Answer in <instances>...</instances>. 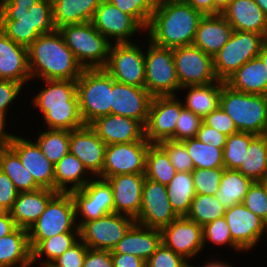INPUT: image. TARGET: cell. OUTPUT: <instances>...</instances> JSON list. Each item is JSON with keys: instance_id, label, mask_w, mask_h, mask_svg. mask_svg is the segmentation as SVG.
Here are the masks:
<instances>
[{"instance_id": "89a4df30", "label": "cell", "mask_w": 267, "mask_h": 267, "mask_svg": "<svg viewBox=\"0 0 267 267\" xmlns=\"http://www.w3.org/2000/svg\"><path fill=\"white\" fill-rule=\"evenodd\" d=\"M258 56L260 57L264 65L267 67V38L263 41Z\"/></svg>"}, {"instance_id": "d4e9b609", "label": "cell", "mask_w": 267, "mask_h": 267, "mask_svg": "<svg viewBox=\"0 0 267 267\" xmlns=\"http://www.w3.org/2000/svg\"><path fill=\"white\" fill-rule=\"evenodd\" d=\"M145 179V174H121L106 178L113 192L114 213L137 218Z\"/></svg>"}, {"instance_id": "11a10c76", "label": "cell", "mask_w": 267, "mask_h": 267, "mask_svg": "<svg viewBox=\"0 0 267 267\" xmlns=\"http://www.w3.org/2000/svg\"><path fill=\"white\" fill-rule=\"evenodd\" d=\"M88 250L87 245L79 239L59 258L54 260L50 267H82L83 261Z\"/></svg>"}, {"instance_id": "f546056e", "label": "cell", "mask_w": 267, "mask_h": 267, "mask_svg": "<svg viewBox=\"0 0 267 267\" xmlns=\"http://www.w3.org/2000/svg\"><path fill=\"white\" fill-rule=\"evenodd\" d=\"M161 244V231L134 223L111 253L130 254L145 262Z\"/></svg>"}, {"instance_id": "7c38bea8", "label": "cell", "mask_w": 267, "mask_h": 267, "mask_svg": "<svg viewBox=\"0 0 267 267\" xmlns=\"http://www.w3.org/2000/svg\"><path fill=\"white\" fill-rule=\"evenodd\" d=\"M91 23L111 44L135 43L139 35L141 38L146 35V29L133 16L123 13L109 0L102 1Z\"/></svg>"}, {"instance_id": "a7ac6f4b", "label": "cell", "mask_w": 267, "mask_h": 267, "mask_svg": "<svg viewBox=\"0 0 267 267\" xmlns=\"http://www.w3.org/2000/svg\"><path fill=\"white\" fill-rule=\"evenodd\" d=\"M10 130L0 122V148L3 147L7 143V137Z\"/></svg>"}, {"instance_id": "2644e50d", "label": "cell", "mask_w": 267, "mask_h": 267, "mask_svg": "<svg viewBox=\"0 0 267 267\" xmlns=\"http://www.w3.org/2000/svg\"><path fill=\"white\" fill-rule=\"evenodd\" d=\"M254 1L267 16V0H254Z\"/></svg>"}, {"instance_id": "8fae6325", "label": "cell", "mask_w": 267, "mask_h": 267, "mask_svg": "<svg viewBox=\"0 0 267 267\" xmlns=\"http://www.w3.org/2000/svg\"><path fill=\"white\" fill-rule=\"evenodd\" d=\"M140 43L111 44L103 69L116 82L145 88V44Z\"/></svg>"}, {"instance_id": "9f6ffc18", "label": "cell", "mask_w": 267, "mask_h": 267, "mask_svg": "<svg viewBox=\"0 0 267 267\" xmlns=\"http://www.w3.org/2000/svg\"><path fill=\"white\" fill-rule=\"evenodd\" d=\"M202 121L205 125L215 128L226 136L239 132L233 120L220 106L213 110L209 115L205 116Z\"/></svg>"}, {"instance_id": "277c9868", "label": "cell", "mask_w": 267, "mask_h": 267, "mask_svg": "<svg viewBox=\"0 0 267 267\" xmlns=\"http://www.w3.org/2000/svg\"><path fill=\"white\" fill-rule=\"evenodd\" d=\"M0 29L13 42L28 48L41 34L57 30L52 0H40L30 8L0 6Z\"/></svg>"}, {"instance_id": "484cf974", "label": "cell", "mask_w": 267, "mask_h": 267, "mask_svg": "<svg viewBox=\"0 0 267 267\" xmlns=\"http://www.w3.org/2000/svg\"><path fill=\"white\" fill-rule=\"evenodd\" d=\"M0 80L16 81L26 88L31 81L28 49L18 45L0 29Z\"/></svg>"}, {"instance_id": "ee69618b", "label": "cell", "mask_w": 267, "mask_h": 267, "mask_svg": "<svg viewBox=\"0 0 267 267\" xmlns=\"http://www.w3.org/2000/svg\"><path fill=\"white\" fill-rule=\"evenodd\" d=\"M226 208L221 205L215 195L196 194L186 215L191 221L204 226L225 215Z\"/></svg>"}, {"instance_id": "bcb514c9", "label": "cell", "mask_w": 267, "mask_h": 267, "mask_svg": "<svg viewBox=\"0 0 267 267\" xmlns=\"http://www.w3.org/2000/svg\"><path fill=\"white\" fill-rule=\"evenodd\" d=\"M204 248L210 244L214 246H227L234 250L233 252H244V250L232 239L229 226L224 218L216 219L202 227Z\"/></svg>"}, {"instance_id": "f907efd6", "label": "cell", "mask_w": 267, "mask_h": 267, "mask_svg": "<svg viewBox=\"0 0 267 267\" xmlns=\"http://www.w3.org/2000/svg\"><path fill=\"white\" fill-rule=\"evenodd\" d=\"M24 90V86L16 81L0 80V122L5 126L8 124L7 116L11 115V107Z\"/></svg>"}, {"instance_id": "30bf717a", "label": "cell", "mask_w": 267, "mask_h": 267, "mask_svg": "<svg viewBox=\"0 0 267 267\" xmlns=\"http://www.w3.org/2000/svg\"><path fill=\"white\" fill-rule=\"evenodd\" d=\"M265 39L256 32L234 30L228 42L213 57L218 80L225 82L247 61L257 57Z\"/></svg>"}, {"instance_id": "f5cc1de1", "label": "cell", "mask_w": 267, "mask_h": 267, "mask_svg": "<svg viewBox=\"0 0 267 267\" xmlns=\"http://www.w3.org/2000/svg\"><path fill=\"white\" fill-rule=\"evenodd\" d=\"M242 204L267 224V194L261 181L252 183Z\"/></svg>"}, {"instance_id": "60d3db41", "label": "cell", "mask_w": 267, "mask_h": 267, "mask_svg": "<svg viewBox=\"0 0 267 267\" xmlns=\"http://www.w3.org/2000/svg\"><path fill=\"white\" fill-rule=\"evenodd\" d=\"M176 172L166 152L158 144H151L146 154L145 178L167 185Z\"/></svg>"}, {"instance_id": "b9f144b4", "label": "cell", "mask_w": 267, "mask_h": 267, "mask_svg": "<svg viewBox=\"0 0 267 267\" xmlns=\"http://www.w3.org/2000/svg\"><path fill=\"white\" fill-rule=\"evenodd\" d=\"M34 140L47 159L55 165L69 152L70 131L45 128Z\"/></svg>"}, {"instance_id": "1f68e13d", "label": "cell", "mask_w": 267, "mask_h": 267, "mask_svg": "<svg viewBox=\"0 0 267 267\" xmlns=\"http://www.w3.org/2000/svg\"><path fill=\"white\" fill-rule=\"evenodd\" d=\"M0 267H35L32 266L28 230L17 227L0 238Z\"/></svg>"}, {"instance_id": "52a82bcc", "label": "cell", "mask_w": 267, "mask_h": 267, "mask_svg": "<svg viewBox=\"0 0 267 267\" xmlns=\"http://www.w3.org/2000/svg\"><path fill=\"white\" fill-rule=\"evenodd\" d=\"M76 86L85 125L111 114L112 77L103 68L83 69Z\"/></svg>"}, {"instance_id": "816d5d0a", "label": "cell", "mask_w": 267, "mask_h": 267, "mask_svg": "<svg viewBox=\"0 0 267 267\" xmlns=\"http://www.w3.org/2000/svg\"><path fill=\"white\" fill-rule=\"evenodd\" d=\"M202 122L200 116L183 107L176 123L173 141H184L196 137Z\"/></svg>"}, {"instance_id": "94428289", "label": "cell", "mask_w": 267, "mask_h": 267, "mask_svg": "<svg viewBox=\"0 0 267 267\" xmlns=\"http://www.w3.org/2000/svg\"><path fill=\"white\" fill-rule=\"evenodd\" d=\"M114 267H145L146 262L141 258L121 253H111Z\"/></svg>"}, {"instance_id": "4316f807", "label": "cell", "mask_w": 267, "mask_h": 267, "mask_svg": "<svg viewBox=\"0 0 267 267\" xmlns=\"http://www.w3.org/2000/svg\"><path fill=\"white\" fill-rule=\"evenodd\" d=\"M221 14L234 30L256 32L267 38V16L254 0H231Z\"/></svg>"}, {"instance_id": "f35d334b", "label": "cell", "mask_w": 267, "mask_h": 267, "mask_svg": "<svg viewBox=\"0 0 267 267\" xmlns=\"http://www.w3.org/2000/svg\"><path fill=\"white\" fill-rule=\"evenodd\" d=\"M168 200L178 217H186L196 192L192 172H176L166 185Z\"/></svg>"}, {"instance_id": "4fadbf2b", "label": "cell", "mask_w": 267, "mask_h": 267, "mask_svg": "<svg viewBox=\"0 0 267 267\" xmlns=\"http://www.w3.org/2000/svg\"><path fill=\"white\" fill-rule=\"evenodd\" d=\"M70 193L75 203L78 227L84 222L114 212L113 192L106 179L93 177L83 188L72 190Z\"/></svg>"}, {"instance_id": "2e32d148", "label": "cell", "mask_w": 267, "mask_h": 267, "mask_svg": "<svg viewBox=\"0 0 267 267\" xmlns=\"http://www.w3.org/2000/svg\"><path fill=\"white\" fill-rule=\"evenodd\" d=\"M183 103L180 96H154L145 124V138L150 144L173 140Z\"/></svg>"}, {"instance_id": "34e18365", "label": "cell", "mask_w": 267, "mask_h": 267, "mask_svg": "<svg viewBox=\"0 0 267 267\" xmlns=\"http://www.w3.org/2000/svg\"><path fill=\"white\" fill-rule=\"evenodd\" d=\"M196 263L194 262V265L192 264V262H188V264L186 265V267H200L199 265H195Z\"/></svg>"}, {"instance_id": "cb8c5ba5", "label": "cell", "mask_w": 267, "mask_h": 267, "mask_svg": "<svg viewBox=\"0 0 267 267\" xmlns=\"http://www.w3.org/2000/svg\"><path fill=\"white\" fill-rule=\"evenodd\" d=\"M89 126L106 145L138 142L145 138V126L140 121L120 115L98 117Z\"/></svg>"}, {"instance_id": "753ad0ef", "label": "cell", "mask_w": 267, "mask_h": 267, "mask_svg": "<svg viewBox=\"0 0 267 267\" xmlns=\"http://www.w3.org/2000/svg\"><path fill=\"white\" fill-rule=\"evenodd\" d=\"M264 184V188L267 194V178H265L263 181H261Z\"/></svg>"}, {"instance_id": "680465c9", "label": "cell", "mask_w": 267, "mask_h": 267, "mask_svg": "<svg viewBox=\"0 0 267 267\" xmlns=\"http://www.w3.org/2000/svg\"><path fill=\"white\" fill-rule=\"evenodd\" d=\"M82 267H114L111 251L88 248Z\"/></svg>"}, {"instance_id": "e7e4bbea", "label": "cell", "mask_w": 267, "mask_h": 267, "mask_svg": "<svg viewBox=\"0 0 267 267\" xmlns=\"http://www.w3.org/2000/svg\"><path fill=\"white\" fill-rule=\"evenodd\" d=\"M40 0H0V6H18V8L33 7Z\"/></svg>"}, {"instance_id": "5b68a950", "label": "cell", "mask_w": 267, "mask_h": 267, "mask_svg": "<svg viewBox=\"0 0 267 267\" xmlns=\"http://www.w3.org/2000/svg\"><path fill=\"white\" fill-rule=\"evenodd\" d=\"M219 106L239 132L264 135L267 127V96L247 94L222 85Z\"/></svg>"}, {"instance_id": "836d02e7", "label": "cell", "mask_w": 267, "mask_h": 267, "mask_svg": "<svg viewBox=\"0 0 267 267\" xmlns=\"http://www.w3.org/2000/svg\"><path fill=\"white\" fill-rule=\"evenodd\" d=\"M55 191L71 192L83 188L93 176L70 151L54 165Z\"/></svg>"}, {"instance_id": "db71d44e", "label": "cell", "mask_w": 267, "mask_h": 267, "mask_svg": "<svg viewBox=\"0 0 267 267\" xmlns=\"http://www.w3.org/2000/svg\"><path fill=\"white\" fill-rule=\"evenodd\" d=\"M188 261L166 247L162 242L146 261L145 267H186Z\"/></svg>"}, {"instance_id": "11e5206c", "label": "cell", "mask_w": 267, "mask_h": 267, "mask_svg": "<svg viewBox=\"0 0 267 267\" xmlns=\"http://www.w3.org/2000/svg\"><path fill=\"white\" fill-rule=\"evenodd\" d=\"M6 212L1 206H0V216L3 215Z\"/></svg>"}, {"instance_id": "8d00e7d4", "label": "cell", "mask_w": 267, "mask_h": 267, "mask_svg": "<svg viewBox=\"0 0 267 267\" xmlns=\"http://www.w3.org/2000/svg\"><path fill=\"white\" fill-rule=\"evenodd\" d=\"M79 239V232H67L41 240L32 249V266H49Z\"/></svg>"}, {"instance_id": "03108f58", "label": "cell", "mask_w": 267, "mask_h": 267, "mask_svg": "<svg viewBox=\"0 0 267 267\" xmlns=\"http://www.w3.org/2000/svg\"><path fill=\"white\" fill-rule=\"evenodd\" d=\"M219 258V259H218ZM217 259H214V257H210V259H208L207 261H205V263L203 264H199L200 267H235L234 265H232L230 262L223 261L218 257ZM214 259V260H213Z\"/></svg>"}, {"instance_id": "603a6c76", "label": "cell", "mask_w": 267, "mask_h": 267, "mask_svg": "<svg viewBox=\"0 0 267 267\" xmlns=\"http://www.w3.org/2000/svg\"><path fill=\"white\" fill-rule=\"evenodd\" d=\"M106 144L89 126L70 131L69 151L75 155L93 177L102 178Z\"/></svg>"}, {"instance_id": "7402d4cb", "label": "cell", "mask_w": 267, "mask_h": 267, "mask_svg": "<svg viewBox=\"0 0 267 267\" xmlns=\"http://www.w3.org/2000/svg\"><path fill=\"white\" fill-rule=\"evenodd\" d=\"M152 98L145 88L119 83L112 78L111 114L132 118L145 126Z\"/></svg>"}, {"instance_id": "ba28073f", "label": "cell", "mask_w": 267, "mask_h": 267, "mask_svg": "<svg viewBox=\"0 0 267 267\" xmlns=\"http://www.w3.org/2000/svg\"><path fill=\"white\" fill-rule=\"evenodd\" d=\"M67 232H79L75 203L70 192H58L28 229L30 248L32 250L41 240Z\"/></svg>"}, {"instance_id": "d6986e66", "label": "cell", "mask_w": 267, "mask_h": 267, "mask_svg": "<svg viewBox=\"0 0 267 267\" xmlns=\"http://www.w3.org/2000/svg\"><path fill=\"white\" fill-rule=\"evenodd\" d=\"M12 133L14 132H9L6 144L19 156L23 166L41 188L55 191L54 164L31 137H21L18 132V135Z\"/></svg>"}, {"instance_id": "6da1fadb", "label": "cell", "mask_w": 267, "mask_h": 267, "mask_svg": "<svg viewBox=\"0 0 267 267\" xmlns=\"http://www.w3.org/2000/svg\"><path fill=\"white\" fill-rule=\"evenodd\" d=\"M40 81L44 82V86H40L30 101L41 114L43 128L72 131L83 127L85 124L79 109L76 81Z\"/></svg>"}, {"instance_id": "6f0895ef", "label": "cell", "mask_w": 267, "mask_h": 267, "mask_svg": "<svg viewBox=\"0 0 267 267\" xmlns=\"http://www.w3.org/2000/svg\"><path fill=\"white\" fill-rule=\"evenodd\" d=\"M18 194L19 192L11 179L7 174L0 170V206L9 212L12 209Z\"/></svg>"}, {"instance_id": "44dd1931", "label": "cell", "mask_w": 267, "mask_h": 267, "mask_svg": "<svg viewBox=\"0 0 267 267\" xmlns=\"http://www.w3.org/2000/svg\"><path fill=\"white\" fill-rule=\"evenodd\" d=\"M224 218L232 239L247 253L267 235V224L242 203L226 209Z\"/></svg>"}, {"instance_id": "83f0119b", "label": "cell", "mask_w": 267, "mask_h": 267, "mask_svg": "<svg viewBox=\"0 0 267 267\" xmlns=\"http://www.w3.org/2000/svg\"><path fill=\"white\" fill-rule=\"evenodd\" d=\"M233 31L222 14L204 15L196 30L193 45L214 57L228 42Z\"/></svg>"}, {"instance_id": "681fc988", "label": "cell", "mask_w": 267, "mask_h": 267, "mask_svg": "<svg viewBox=\"0 0 267 267\" xmlns=\"http://www.w3.org/2000/svg\"><path fill=\"white\" fill-rule=\"evenodd\" d=\"M158 145L166 152L177 172H192L193 160L182 141L164 140Z\"/></svg>"}, {"instance_id": "2a66077c", "label": "cell", "mask_w": 267, "mask_h": 267, "mask_svg": "<svg viewBox=\"0 0 267 267\" xmlns=\"http://www.w3.org/2000/svg\"><path fill=\"white\" fill-rule=\"evenodd\" d=\"M264 135L266 136V138H267V127H266V130H265V133H264Z\"/></svg>"}, {"instance_id": "d590c367", "label": "cell", "mask_w": 267, "mask_h": 267, "mask_svg": "<svg viewBox=\"0 0 267 267\" xmlns=\"http://www.w3.org/2000/svg\"><path fill=\"white\" fill-rule=\"evenodd\" d=\"M253 182L238 170L224 168L215 197L226 209L231 208L233 205L243 202Z\"/></svg>"}, {"instance_id": "74e56055", "label": "cell", "mask_w": 267, "mask_h": 267, "mask_svg": "<svg viewBox=\"0 0 267 267\" xmlns=\"http://www.w3.org/2000/svg\"><path fill=\"white\" fill-rule=\"evenodd\" d=\"M0 170L7 174L19 193L41 188L23 166L19 156L7 144L0 148Z\"/></svg>"}, {"instance_id": "e575fe53", "label": "cell", "mask_w": 267, "mask_h": 267, "mask_svg": "<svg viewBox=\"0 0 267 267\" xmlns=\"http://www.w3.org/2000/svg\"><path fill=\"white\" fill-rule=\"evenodd\" d=\"M103 0H52L54 23L57 29L69 24L91 22Z\"/></svg>"}, {"instance_id": "f1b7e54d", "label": "cell", "mask_w": 267, "mask_h": 267, "mask_svg": "<svg viewBox=\"0 0 267 267\" xmlns=\"http://www.w3.org/2000/svg\"><path fill=\"white\" fill-rule=\"evenodd\" d=\"M57 193V191L47 188L19 193L12 209L9 211L16 227L28 230L45 211L48 202Z\"/></svg>"}, {"instance_id": "9c48e42d", "label": "cell", "mask_w": 267, "mask_h": 267, "mask_svg": "<svg viewBox=\"0 0 267 267\" xmlns=\"http://www.w3.org/2000/svg\"><path fill=\"white\" fill-rule=\"evenodd\" d=\"M145 48V89L154 96H178L180 84L173 59V48L154 45L147 38Z\"/></svg>"}, {"instance_id": "f6af8a7d", "label": "cell", "mask_w": 267, "mask_h": 267, "mask_svg": "<svg viewBox=\"0 0 267 267\" xmlns=\"http://www.w3.org/2000/svg\"><path fill=\"white\" fill-rule=\"evenodd\" d=\"M256 136L255 134L246 132H237L227 136L223 148V162L226 169L237 170L241 166L250 142Z\"/></svg>"}, {"instance_id": "ac0fdd59", "label": "cell", "mask_w": 267, "mask_h": 267, "mask_svg": "<svg viewBox=\"0 0 267 267\" xmlns=\"http://www.w3.org/2000/svg\"><path fill=\"white\" fill-rule=\"evenodd\" d=\"M177 218L168 200L167 186L146 178L140 212L135 223L161 230Z\"/></svg>"}, {"instance_id": "c3c4849f", "label": "cell", "mask_w": 267, "mask_h": 267, "mask_svg": "<svg viewBox=\"0 0 267 267\" xmlns=\"http://www.w3.org/2000/svg\"><path fill=\"white\" fill-rule=\"evenodd\" d=\"M223 172L224 168L193 169L192 178L196 194L215 195Z\"/></svg>"}, {"instance_id": "9a60e30c", "label": "cell", "mask_w": 267, "mask_h": 267, "mask_svg": "<svg viewBox=\"0 0 267 267\" xmlns=\"http://www.w3.org/2000/svg\"><path fill=\"white\" fill-rule=\"evenodd\" d=\"M173 59L181 87L217 82L213 57L194 45L173 48Z\"/></svg>"}, {"instance_id": "ab89813d", "label": "cell", "mask_w": 267, "mask_h": 267, "mask_svg": "<svg viewBox=\"0 0 267 267\" xmlns=\"http://www.w3.org/2000/svg\"><path fill=\"white\" fill-rule=\"evenodd\" d=\"M237 170L254 182L267 178V138L265 135H257L250 142L244 161Z\"/></svg>"}, {"instance_id": "8c879c8a", "label": "cell", "mask_w": 267, "mask_h": 267, "mask_svg": "<svg viewBox=\"0 0 267 267\" xmlns=\"http://www.w3.org/2000/svg\"><path fill=\"white\" fill-rule=\"evenodd\" d=\"M159 4H164L168 2H185V0H158Z\"/></svg>"}, {"instance_id": "003e7915", "label": "cell", "mask_w": 267, "mask_h": 267, "mask_svg": "<svg viewBox=\"0 0 267 267\" xmlns=\"http://www.w3.org/2000/svg\"><path fill=\"white\" fill-rule=\"evenodd\" d=\"M231 0H213V15L221 14Z\"/></svg>"}, {"instance_id": "4dcf8cb0", "label": "cell", "mask_w": 267, "mask_h": 267, "mask_svg": "<svg viewBox=\"0 0 267 267\" xmlns=\"http://www.w3.org/2000/svg\"><path fill=\"white\" fill-rule=\"evenodd\" d=\"M225 84L235 91L267 96V67L259 56L254 57L230 76Z\"/></svg>"}, {"instance_id": "6125c7cd", "label": "cell", "mask_w": 267, "mask_h": 267, "mask_svg": "<svg viewBox=\"0 0 267 267\" xmlns=\"http://www.w3.org/2000/svg\"><path fill=\"white\" fill-rule=\"evenodd\" d=\"M16 228V224L10 212L6 211L0 216V238L9 235Z\"/></svg>"}, {"instance_id": "7dc6e473", "label": "cell", "mask_w": 267, "mask_h": 267, "mask_svg": "<svg viewBox=\"0 0 267 267\" xmlns=\"http://www.w3.org/2000/svg\"><path fill=\"white\" fill-rule=\"evenodd\" d=\"M123 13L133 16L145 29L151 20L153 11L159 5L158 0H109Z\"/></svg>"}, {"instance_id": "e0dca14e", "label": "cell", "mask_w": 267, "mask_h": 267, "mask_svg": "<svg viewBox=\"0 0 267 267\" xmlns=\"http://www.w3.org/2000/svg\"><path fill=\"white\" fill-rule=\"evenodd\" d=\"M150 145L146 138L138 142L106 145L102 178L121 174H144Z\"/></svg>"}, {"instance_id": "d6a6232c", "label": "cell", "mask_w": 267, "mask_h": 267, "mask_svg": "<svg viewBox=\"0 0 267 267\" xmlns=\"http://www.w3.org/2000/svg\"><path fill=\"white\" fill-rule=\"evenodd\" d=\"M225 82L217 81L206 85H189L181 87L180 90L186 94L181 99L183 107L191 110L202 119L209 115L219 106L222 85ZM187 93H186V91Z\"/></svg>"}, {"instance_id": "7bdbcfd3", "label": "cell", "mask_w": 267, "mask_h": 267, "mask_svg": "<svg viewBox=\"0 0 267 267\" xmlns=\"http://www.w3.org/2000/svg\"><path fill=\"white\" fill-rule=\"evenodd\" d=\"M193 160L194 169L225 168L223 148L202 143L197 137L182 141Z\"/></svg>"}, {"instance_id": "be15d7a7", "label": "cell", "mask_w": 267, "mask_h": 267, "mask_svg": "<svg viewBox=\"0 0 267 267\" xmlns=\"http://www.w3.org/2000/svg\"><path fill=\"white\" fill-rule=\"evenodd\" d=\"M185 2L203 15H213V0H185Z\"/></svg>"}, {"instance_id": "7a4b0ae2", "label": "cell", "mask_w": 267, "mask_h": 267, "mask_svg": "<svg viewBox=\"0 0 267 267\" xmlns=\"http://www.w3.org/2000/svg\"><path fill=\"white\" fill-rule=\"evenodd\" d=\"M27 49L31 82L36 79L76 81L83 71L58 29L41 34Z\"/></svg>"}, {"instance_id": "8992f818", "label": "cell", "mask_w": 267, "mask_h": 267, "mask_svg": "<svg viewBox=\"0 0 267 267\" xmlns=\"http://www.w3.org/2000/svg\"><path fill=\"white\" fill-rule=\"evenodd\" d=\"M58 30L83 69L106 66L111 43L91 22L69 24Z\"/></svg>"}, {"instance_id": "ffe728a7", "label": "cell", "mask_w": 267, "mask_h": 267, "mask_svg": "<svg viewBox=\"0 0 267 267\" xmlns=\"http://www.w3.org/2000/svg\"><path fill=\"white\" fill-rule=\"evenodd\" d=\"M160 231L161 242L188 262L205 250L202 226L186 217H178Z\"/></svg>"}, {"instance_id": "91938a15", "label": "cell", "mask_w": 267, "mask_h": 267, "mask_svg": "<svg viewBox=\"0 0 267 267\" xmlns=\"http://www.w3.org/2000/svg\"><path fill=\"white\" fill-rule=\"evenodd\" d=\"M198 140L205 144H210L217 148H224L227 136L215 128L205 125L203 122L198 130L197 136Z\"/></svg>"}, {"instance_id": "5bb4252c", "label": "cell", "mask_w": 267, "mask_h": 267, "mask_svg": "<svg viewBox=\"0 0 267 267\" xmlns=\"http://www.w3.org/2000/svg\"><path fill=\"white\" fill-rule=\"evenodd\" d=\"M134 223V218L113 212L84 222L79 236L89 249L112 251Z\"/></svg>"}, {"instance_id": "3957f363", "label": "cell", "mask_w": 267, "mask_h": 267, "mask_svg": "<svg viewBox=\"0 0 267 267\" xmlns=\"http://www.w3.org/2000/svg\"><path fill=\"white\" fill-rule=\"evenodd\" d=\"M203 16L186 2L159 4L153 11L144 38L163 48L193 45Z\"/></svg>"}]
</instances>
